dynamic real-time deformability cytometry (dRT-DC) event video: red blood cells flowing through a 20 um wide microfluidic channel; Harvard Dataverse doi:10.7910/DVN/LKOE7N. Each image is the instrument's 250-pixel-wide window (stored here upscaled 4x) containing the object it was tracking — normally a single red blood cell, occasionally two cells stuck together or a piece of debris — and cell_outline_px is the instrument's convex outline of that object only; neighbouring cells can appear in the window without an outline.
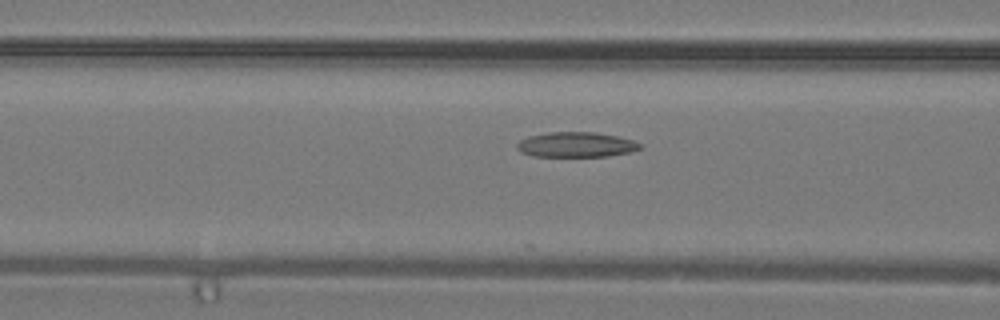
{"species": "common noctule bat (a hibernating species)", "species_latin": "Nyctalus noctula", "temperature_condition": "warm", "stored_images_in_passage": 5, "camera_frame_rate_fps": 3000, "um_per_image_px": 0.085, "animal": {"sex": "male", "body_mass_g": 19.2, "forearm_length_mm": 51.8}, "frame": {"image": 1, "passage_image": 5, "time_ms": 1.333, "image_size_px": [1000, 320], "cell_outline_px": [[644, 148], [628, 152], [608, 156], [532, 156], [520, 152], [516, 148], [516, 144], [520, 140], [528, 136], [548, 132], [596, 132], [616, 136], [632, 140], [640, 144]], "centroid_in_image_um": [48.93, 12.29], "position_along_channel_um": 117.7, "area_um2": 17.98}}